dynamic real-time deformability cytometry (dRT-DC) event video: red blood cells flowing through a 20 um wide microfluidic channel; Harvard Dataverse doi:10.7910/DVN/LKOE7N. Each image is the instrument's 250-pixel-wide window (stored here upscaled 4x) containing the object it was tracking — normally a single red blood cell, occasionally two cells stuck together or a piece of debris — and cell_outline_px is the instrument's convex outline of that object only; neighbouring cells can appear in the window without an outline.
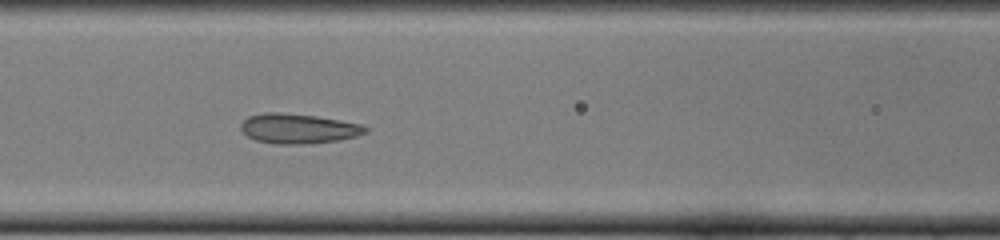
{"species": "common noctule bat (a hibernating species)", "species_latin": "Nyctalus noctula", "temperature_condition": "cold", "stored_images_in_passage": 30, "camera_frame_rate_fps": 3000, "um_per_image_px": 0.085, "animal": {"sex": "female", "body_mass_g": 22.0, "forearm_length_mm": 56.7}, "frame": {"image": 1, "passage_image": 12, "time_ms": 3.667, "image_size_px": [1000, 240], "cell_outline_px": [[368, 132], [356, 136], [340, 140], [300, 144], [276, 144], [256, 140], [248, 136], [240, 128], [240, 124], [248, 116], [264, 112], [280, 112], [316, 116], [340, 120], [360, 124], [368, 128]], "centroid_in_image_um": [25.35, 10.92], "position_along_channel_um": 141.3, "area_um2": 21.62}}
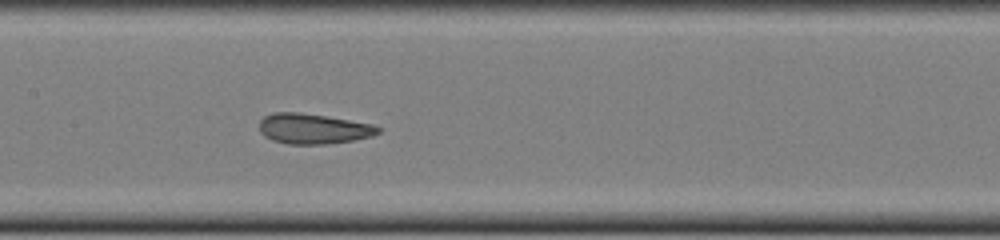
{"frame": {"image": 2, "passage_image": 15, "time_ms": 4.667, "image_size_px": [1000, 240], "cell_outline_px": [[380, 132], [372, 136], [352, 140], [324, 144], [288, 144], [272, 140], [264, 136], [260, 132], [260, 120], [264, 116], [272, 112], [300, 112], [372, 124], [380, 128]], "centroid_in_image_um": [26.58, 10.94], "position_along_channel_um": 180.8, "area_um2": 20.81}}